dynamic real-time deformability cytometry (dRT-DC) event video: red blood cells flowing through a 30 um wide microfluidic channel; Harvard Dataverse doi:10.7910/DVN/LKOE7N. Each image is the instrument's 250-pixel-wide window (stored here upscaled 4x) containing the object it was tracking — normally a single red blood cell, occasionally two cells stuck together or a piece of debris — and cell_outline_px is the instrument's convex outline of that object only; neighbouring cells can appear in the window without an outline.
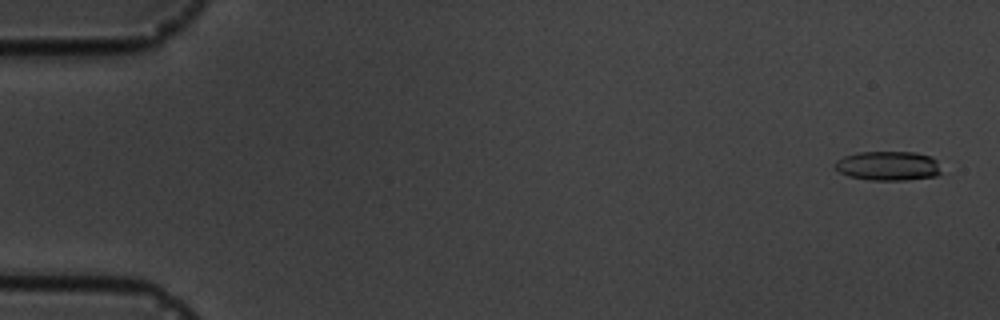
{"species": "common noctule bat (a hibernating species)", "species_latin": "Nyctalus noctula", "temperature_condition": "cold", "stored_images_in_passage": 4, "camera_frame_rate_fps": 3000, "um_per_image_px": 0.085, "animal": {"sex": "male", "body_mass_g": 19.5, "forearm_length_mm": 54.6}, "frame": {"image": 1, "passage_image": 1, "time_ms": 0.0, "image_size_px": [1000, 320], "cell_outline_px": [[940, 172], [936, 176], [908, 180], [868, 180], [848, 176], [840, 172], [836, 168], [836, 160], [844, 156], [856, 152], [916, 152], [932, 156], [936, 160]], "centroid_in_image_um": [75.49, 14.09], "position_along_channel_um": 9.5, "area_um2": 18.21}}